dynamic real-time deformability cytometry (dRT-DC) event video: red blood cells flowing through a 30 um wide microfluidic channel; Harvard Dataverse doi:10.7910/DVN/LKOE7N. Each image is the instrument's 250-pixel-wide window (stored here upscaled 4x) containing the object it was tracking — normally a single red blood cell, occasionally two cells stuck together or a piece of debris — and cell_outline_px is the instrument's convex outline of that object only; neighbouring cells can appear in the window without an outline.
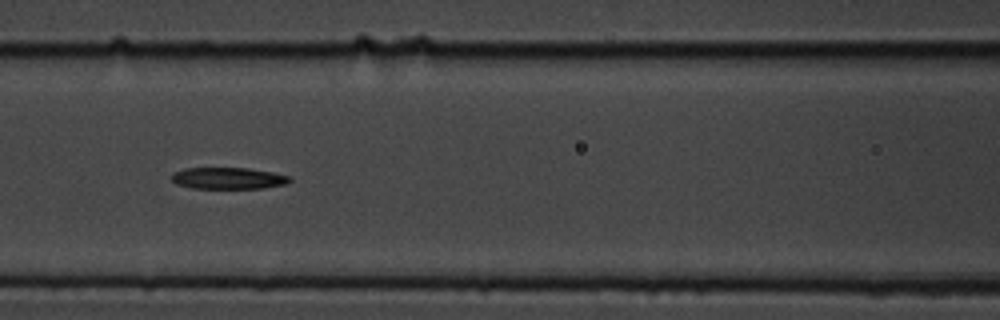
{"species": "common noctule bat (a hibernating species)", "species_latin": "Nyctalus noctula", "temperature_condition": "cold", "stored_images_in_passage": 46, "camera_frame_rate_fps": 3000, "um_per_image_px": 0.085, "animal": {"sex": "male", "body_mass_g": 19.5, "forearm_length_mm": 54.6}, "frame": {"image": 1, "passage_image": 27, "time_ms": 8.667, "image_size_px": [1000, 320], "cell_outline_px": [[288, 180], [276, 184], [252, 188], [208, 188], [184, 184], [176, 180], [176, 176], [180, 172], [196, 168], [240, 168], [264, 172], [284, 176]], "centroid_in_image_um": [19.4, 15.14], "position_along_channel_um": 147.2, "area_um2": 12.72}}
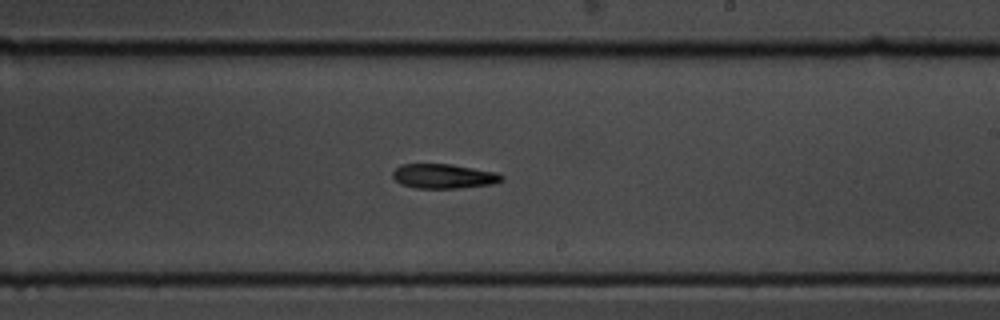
{"frame": {"image": 2, "passage_image": 36, "time_ms": 11.667, "image_size_px": [1000, 320], "cell_outline_px": [[500, 180], [480, 184], [436, 188], [432, 188], [408, 184], [400, 180], [396, 176], [396, 172], [400, 168], [412, 164], [440, 164], [464, 168], [484, 172], [500, 176]], "centroid_in_image_um": [37.62, 14.96], "position_along_channel_um": 251.4, "area_um2": 12.83}}
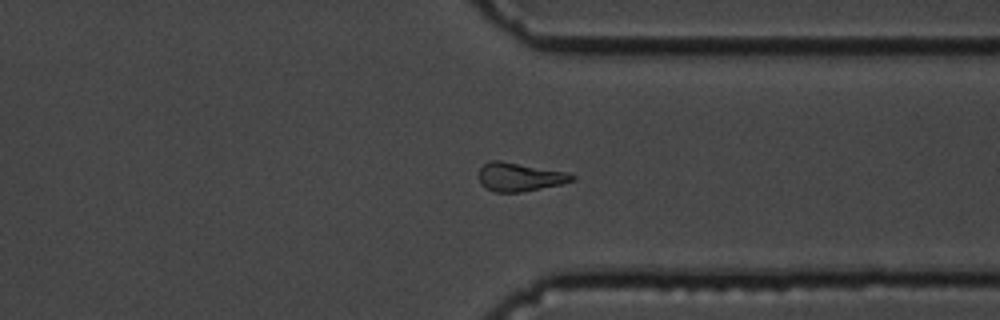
{"frame": {"image": 3, "passage_image": 46, "time_ms": 15.0, "image_size_px": [1000, 320], "cell_outline_px": [[572, 176], [568, 180], [552, 184], [512, 192], [508, 192], [492, 188], [488, 164], [512, 164], [556, 172]], "centroid_in_image_um": [44.37, 15.08], "position_along_channel_um": 367.0, "area_um2": 11.16}}